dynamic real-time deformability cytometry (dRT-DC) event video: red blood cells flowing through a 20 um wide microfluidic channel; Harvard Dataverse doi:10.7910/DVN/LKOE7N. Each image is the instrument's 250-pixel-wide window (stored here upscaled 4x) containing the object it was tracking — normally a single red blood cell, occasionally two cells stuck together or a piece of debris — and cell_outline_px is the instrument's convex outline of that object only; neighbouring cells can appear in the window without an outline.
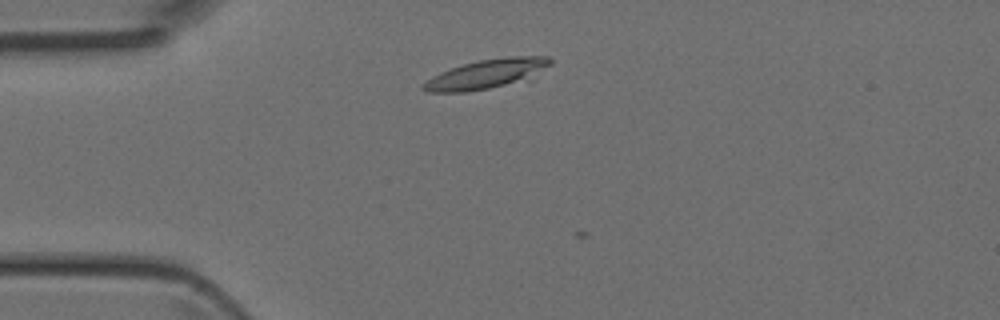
{"species": "Egyptian fruit bat (a non-hibernating species)", "species_latin": "Rousettus aegyptiacus", "temperature_condition": "room temperature", "stored_images_in_passage": 3, "camera_frame_rate_fps": 3000, "um_per_image_px": 0.085, "animal": {"sex": "female"}, "frame": {"image": 1, "passage_image": 2, "time_ms": 0.333, "image_size_px": [1000, 320], "cell_outline_px": [[552, 64], [532, 80], [468, 92], [424, 92], [420, 88], [420, 84], [432, 76], [440, 72], [464, 64], [480, 60], [504, 56], [552, 56]], "centroid_in_image_um": [41.43, 6.29], "position_along_channel_um": 43.6, "area_um2": 22.37}}